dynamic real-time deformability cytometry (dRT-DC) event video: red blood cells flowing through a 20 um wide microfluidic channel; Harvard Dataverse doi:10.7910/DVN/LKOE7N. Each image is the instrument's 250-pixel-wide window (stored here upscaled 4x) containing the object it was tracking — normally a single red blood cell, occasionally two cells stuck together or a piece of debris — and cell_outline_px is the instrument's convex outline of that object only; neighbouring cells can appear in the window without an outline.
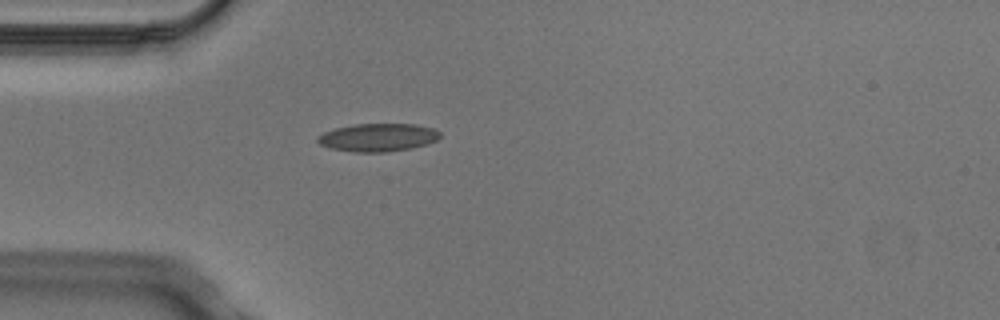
{"species": "Egyptian fruit bat (a non-hibernating species)", "species_latin": "Rousettus aegyptiacus", "temperature_condition": "cold", "stored_images_in_passage": 2, "camera_frame_rate_fps": 3000, "um_per_image_px": 0.085, "animal": {"sex": "male"}, "frame": {"image": 1, "passage_image": 2, "time_ms": 0.333, "image_size_px": [1000, 320], "cell_outline_px": [[440, 136], [436, 140], [428, 144], [408, 148], [384, 152], [352, 152], [328, 148], [320, 144], [316, 140], [316, 136], [324, 132], [336, 128], [352, 124], [416, 124], [432, 128], [440, 132]], "centroid_in_image_um": [32.08, 11.68], "position_along_channel_um": 52.9, "area_um2": 20.0}}